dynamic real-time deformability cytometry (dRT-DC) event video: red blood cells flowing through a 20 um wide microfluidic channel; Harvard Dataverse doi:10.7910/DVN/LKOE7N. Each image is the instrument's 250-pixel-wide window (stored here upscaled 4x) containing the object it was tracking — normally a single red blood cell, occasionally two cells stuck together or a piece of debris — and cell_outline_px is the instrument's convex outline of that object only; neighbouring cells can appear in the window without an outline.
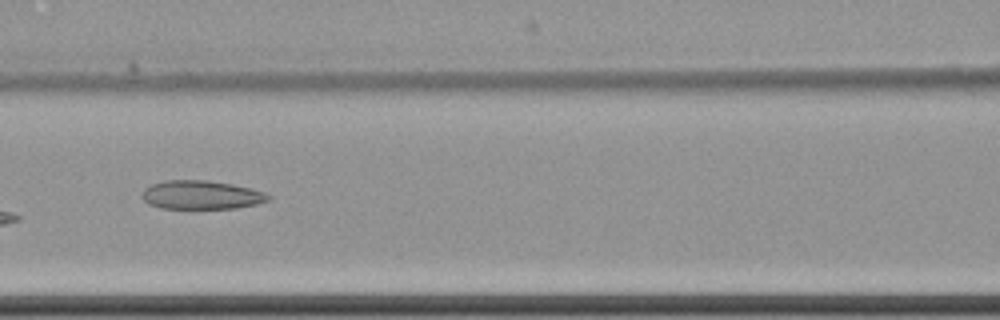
{"species": "common noctule bat (a hibernating species)", "species_latin": "Nyctalus noctula", "temperature_condition": "cold", "stored_images_in_passage": 7, "camera_frame_rate_fps": 3000, "um_per_image_px": 0.085, "animal": {"sex": "female", "body_mass_g": 22.7, "forearm_length_mm": 54.2}, "frame": {"image": 1, "passage_image": 5, "time_ms": 5.0, "image_size_px": [1000, 320], "cell_outline_px": [[272, 196], [268, 200], [256, 204], [236, 208], [160, 208], [148, 204], [140, 196], [144, 188], [152, 184], [164, 180], [208, 180], [232, 184], [252, 188], [264, 192]], "centroid_in_image_um": [17.09, 16.56], "position_along_channel_um": 149.5, "area_um2": 21.21}}
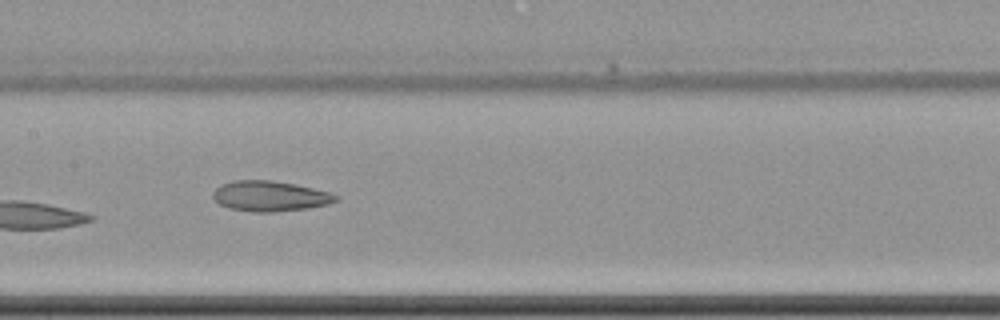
{"frame": {"image": 2, "passage_image": 6, "time_ms": 6.0, "image_size_px": [1000, 320], "cell_outline_px": [[340, 200], [328, 204], [308, 208], [272, 212], [252, 212], [228, 208], [220, 204], [212, 196], [216, 188], [232, 180], [272, 180], [312, 188], [328, 192], [340, 196]], "centroid_in_image_um": [22.96, 16.68], "position_along_channel_um": 184.4, "area_um2": 21.62}}
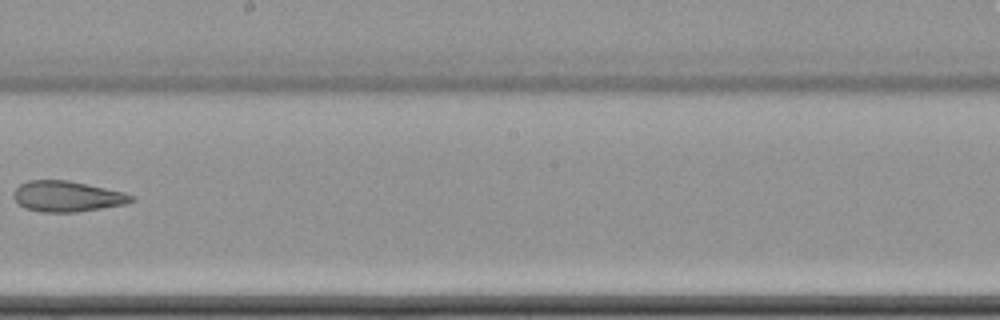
{"frame": {"image": 3, "passage_image": 7, "time_ms": 7.667, "image_size_px": [1000, 320], "cell_outline_px": [[136, 200], [124, 204], [76, 212], [44, 212], [24, 208], [16, 204], [12, 196], [12, 192], [20, 184], [28, 180], [68, 180], [124, 192], [132, 196]], "centroid_in_image_um": [5.64, 16.69], "position_along_channel_um": 242.6, "area_um2": 21.1}}